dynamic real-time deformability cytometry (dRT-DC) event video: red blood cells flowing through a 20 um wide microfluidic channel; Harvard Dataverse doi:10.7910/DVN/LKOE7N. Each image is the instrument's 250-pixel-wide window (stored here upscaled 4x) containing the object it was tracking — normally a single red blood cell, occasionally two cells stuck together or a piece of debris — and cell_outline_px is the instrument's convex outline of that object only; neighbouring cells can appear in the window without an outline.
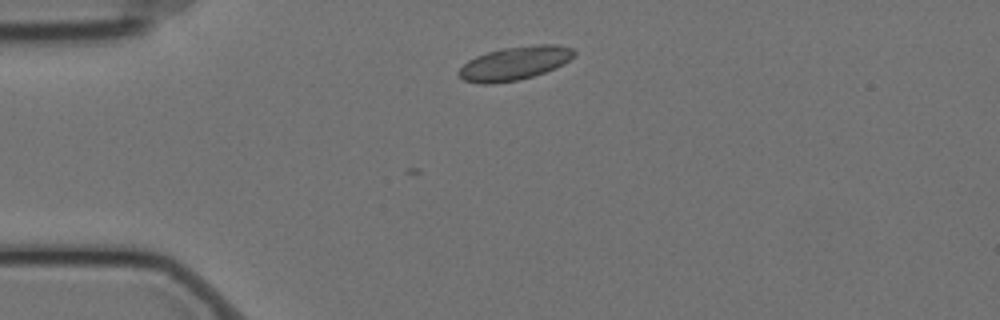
{"species": "Egyptian fruit bat (a non-hibernating species)", "species_latin": "Rousettus aegyptiacus", "temperature_condition": "cold", "stored_images_in_passage": 4, "camera_frame_rate_fps": 3000, "um_per_image_px": 0.085, "animal": {"sex": "female"}, "frame": {"image": 1, "passage_image": 4, "time_ms": 1.0, "image_size_px": [1000, 320], "cell_outline_px": [[576, 56], [544, 72], [532, 76], [516, 80], [492, 84], [480, 84], [464, 80], [456, 72], [468, 60], [476, 56], [500, 48], [536, 44], [556, 44], [572, 48], [576, 52]], "centroid_in_image_um": [43.72, 5.36], "position_along_channel_um": 41.3, "area_um2": 22.43}}